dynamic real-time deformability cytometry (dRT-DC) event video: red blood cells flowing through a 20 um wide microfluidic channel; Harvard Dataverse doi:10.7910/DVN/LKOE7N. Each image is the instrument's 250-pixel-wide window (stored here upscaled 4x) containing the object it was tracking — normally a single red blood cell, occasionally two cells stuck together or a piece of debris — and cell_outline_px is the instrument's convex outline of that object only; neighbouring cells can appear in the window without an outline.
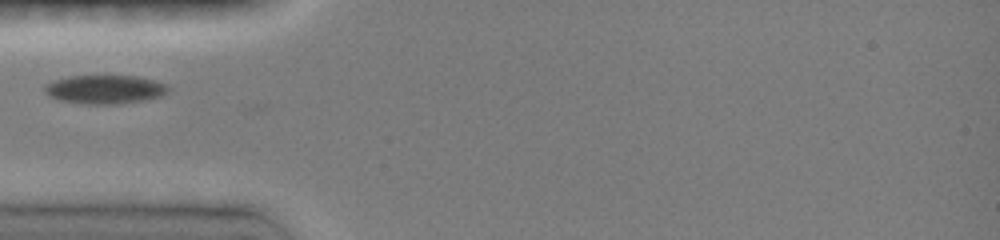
{"species": "common noctule bat (a hibernating species)", "species_latin": "Nyctalus noctula", "temperature_condition": "room temperature", "stored_images_in_passage": 13, "camera_frame_rate_fps": 3000, "um_per_image_px": 0.085, "animal": {"sex": "female", "body_mass_g": 19.0, "forearm_length_mm": 51.5}, "frame": {"image": 1, "passage_image": 1, "time_ms": 0.0, "image_size_px": [1000, 240], "cell_outline_px": [[168, 88], [160, 96], [144, 100], [120, 104], [84, 104], [56, 100], [48, 96], [44, 92], [44, 84], [52, 80], [68, 76], [136, 76], [156, 80], [164, 84]], "centroid_in_image_um": [8.81, 7.6], "position_along_channel_um": 76.2, "area_um2": 20.81}}
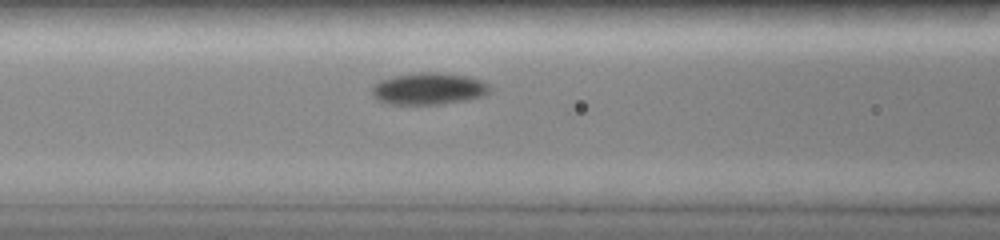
{"frame": {"image": 2, "passage_image": 4, "time_ms": 1.333, "image_size_px": [1000, 240], "cell_outline_px": [[492, 88], [484, 96], [464, 100], [440, 104], [388, 104], [376, 100], [372, 96], [372, 88], [380, 80], [392, 76], [416, 72], [444, 72], [468, 76], [484, 80]], "centroid_in_image_um": [36.45, 7.52], "position_along_channel_um": 130.2, "area_um2": 22.2}}